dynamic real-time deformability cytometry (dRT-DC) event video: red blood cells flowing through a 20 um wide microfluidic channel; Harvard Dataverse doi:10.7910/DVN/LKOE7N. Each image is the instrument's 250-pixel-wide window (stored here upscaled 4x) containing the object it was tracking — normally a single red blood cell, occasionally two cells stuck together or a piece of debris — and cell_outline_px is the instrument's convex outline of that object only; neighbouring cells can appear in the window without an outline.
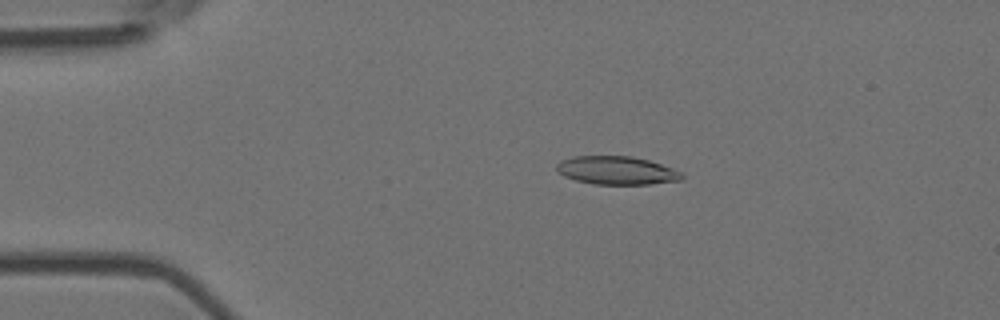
{"species": "Egyptian fruit bat (a non-hibernating species)", "species_latin": "Rousettus aegyptiacus", "temperature_condition": "room temperature", "stored_images_in_passage": 6, "camera_frame_rate_fps": 3000, "um_per_image_px": 0.085, "animal": {"sex": "female"}, "frame": {"image": 1, "passage_image": 3, "time_ms": 0.667, "image_size_px": [1000, 320], "cell_outline_px": [[684, 176], [680, 180], [648, 184], [592, 184], [576, 180], [564, 176], [556, 172], [556, 164], [560, 160], [572, 156], [632, 156], [648, 160], [672, 168], [680, 172]], "centroid_in_image_um": [52.35, 14.48], "position_along_channel_um": 32.6, "area_um2": 20.63}}
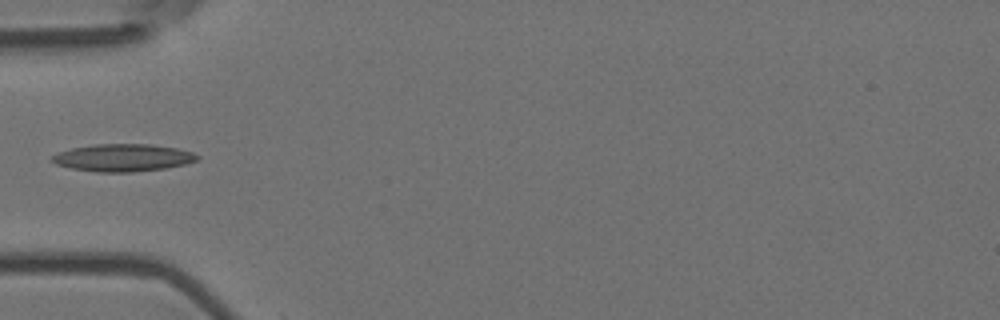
{"frame": {"image": 2, "passage_image": 5, "time_ms": 1.333, "image_size_px": [1000, 320], "cell_outline_px": [[200, 156], [196, 160], [184, 164], [164, 168], [132, 172], [96, 172], [72, 168], [56, 164], [52, 160], [52, 156], [60, 152], [72, 148], [92, 144], [148, 144], [176, 148], [192, 152]], "centroid_in_image_um": [10.44, 13.4], "position_along_channel_um": 74.6, "area_um2": 22.95}}
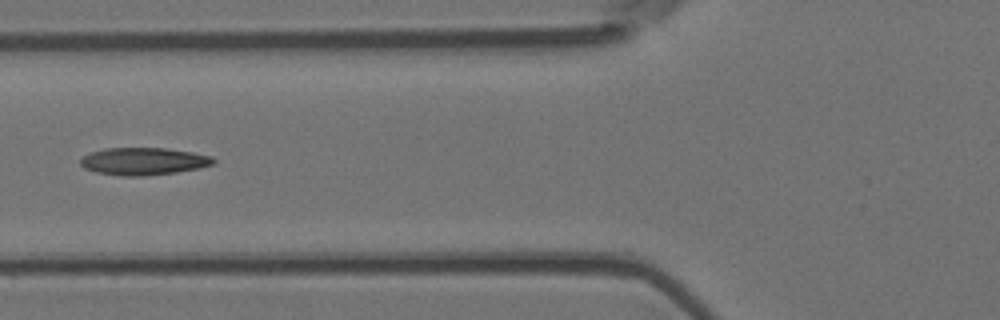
{"frame": {"image": 3, "passage_image": 6, "time_ms": 1.667, "image_size_px": [1000, 320], "cell_outline_px": [[216, 164], [200, 168], [176, 172], [140, 176], [120, 176], [96, 172], [84, 168], [80, 164], [80, 160], [84, 156], [92, 152], [104, 148], [164, 148], [192, 152], [212, 156], [216, 160]], "centroid_in_image_um": [12.23, 13.71], "position_along_channel_um": 113.6, "area_um2": 21.27}}